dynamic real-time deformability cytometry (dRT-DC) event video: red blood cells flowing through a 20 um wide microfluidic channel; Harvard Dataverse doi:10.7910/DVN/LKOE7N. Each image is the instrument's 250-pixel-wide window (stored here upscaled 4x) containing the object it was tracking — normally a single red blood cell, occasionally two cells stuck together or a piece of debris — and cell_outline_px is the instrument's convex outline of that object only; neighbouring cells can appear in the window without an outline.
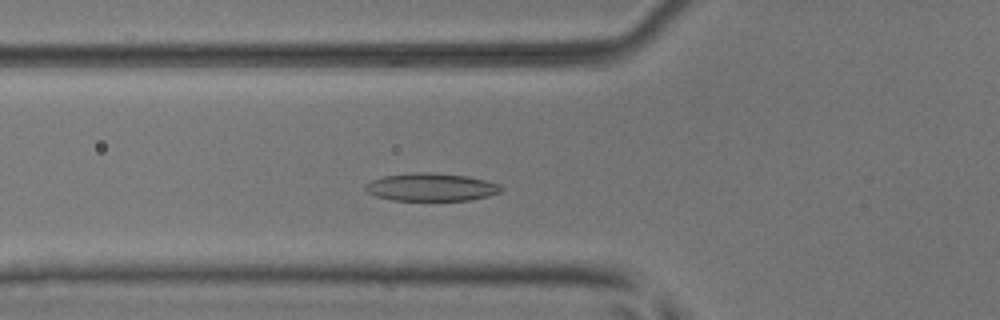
{"species": "common noctule bat (a hibernating species)", "species_latin": "Nyctalus noctula", "temperature_condition": "room temperature", "stored_images_in_passage": 47, "camera_frame_rate_fps": 3000, "um_per_image_px": 0.085, "animal": {"sex": "male", "body_mass_g": 17.9, "forearm_length_mm": 54.2}, "frame": {"image": 1, "passage_image": 14, "time_ms": 4.333, "image_size_px": [1000, 320], "cell_outline_px": [[504, 188], [500, 192], [488, 196], [468, 200], [392, 200], [376, 196], [368, 192], [364, 188], [364, 184], [372, 180], [384, 176], [412, 172], [432, 172], [468, 176], [488, 180], [500, 184]], "centroid_in_image_um": [36.67, 15.89], "position_along_channel_um": 89.1, "area_um2": 22.2}}
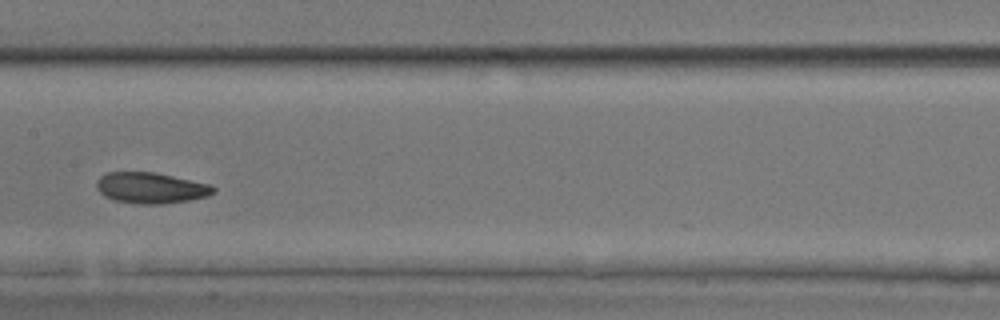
{"frame": {"image": 2, "passage_image": 22, "time_ms": 7.0, "image_size_px": [1000, 320], "cell_outline_px": [[216, 192], [208, 196], [188, 200], [164, 204], [136, 204], [112, 200], [104, 196], [96, 188], [96, 180], [100, 176], [108, 172], [156, 172], [212, 184], [216, 188]], "centroid_in_image_um": [12.83, 15.97], "position_along_channel_um": 194.6, "area_um2": 21.44}}
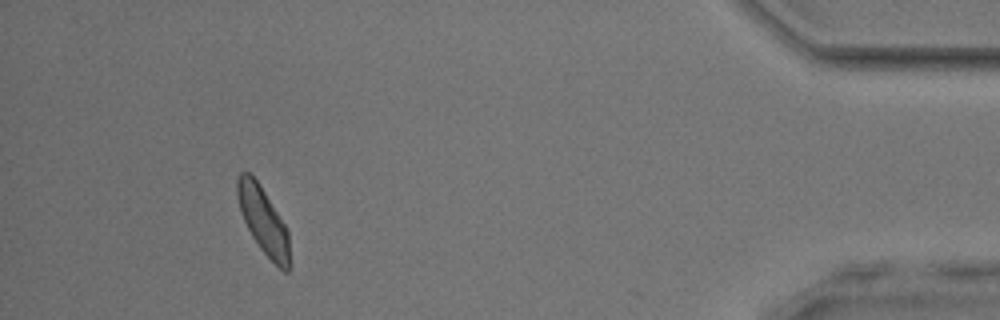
{"frame": {"image": 3, "passage_image": 43, "time_ms": 14.0, "image_size_px": [1000, 320], "cell_outline_px": [[292, 264], [288, 272], [284, 272], [260, 248], [252, 236], [244, 220], [240, 208], [236, 192], [236, 176], [240, 172], [248, 172], [260, 184], [288, 228]], "centroid_in_image_um": [22.42, 18.77], "position_along_channel_um": 412.8, "area_um2": 20.63}, "authors_computed_cell_mechanics": {"area_um2": 21.1548, "velocity_mm_per_s": 3.9644, "shape_relaxation_time_tau1_ms": 3.8822, "shape_relaxation_time_tau2_ms": 1.8867, "deformation_change_tau1": 0.1244, "deformation_change_tau2": 0.0733}}